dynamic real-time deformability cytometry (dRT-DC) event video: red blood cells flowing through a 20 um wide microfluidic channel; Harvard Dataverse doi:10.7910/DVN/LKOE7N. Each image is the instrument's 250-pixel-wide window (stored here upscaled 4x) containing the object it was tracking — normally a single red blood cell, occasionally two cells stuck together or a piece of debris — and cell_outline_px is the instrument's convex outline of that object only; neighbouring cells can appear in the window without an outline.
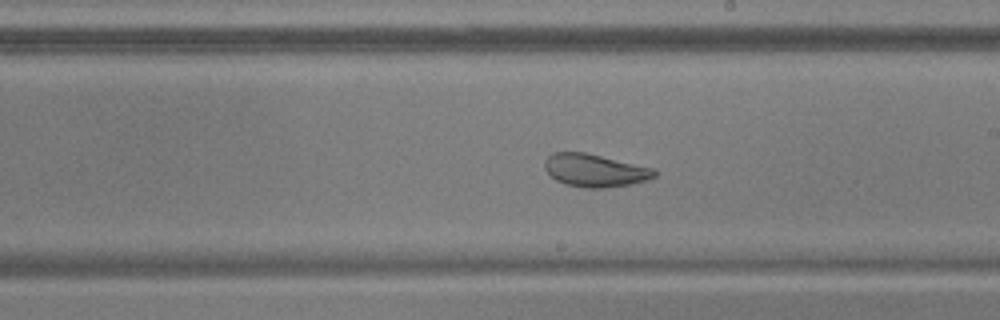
{"species": "common noctule bat (a hibernating species)", "species_latin": "Nyctalus noctula", "temperature_condition": "warm", "stored_images_in_passage": 55, "camera_frame_rate_fps": 3000, "um_per_image_px": 0.085, "animal": {"sex": "male", "body_mass_g": 17.9, "forearm_length_mm": 54.2}, "frame": {"image": 1, "passage_image": 32, "time_ms": 10.333, "image_size_px": [1000, 320], "cell_outline_px": [[656, 176], [632, 184], [604, 188], [584, 188], [568, 184], [556, 180], [544, 168], [544, 160], [552, 152], [584, 152], [656, 168]], "centroid_in_image_um": [50.57, 14.47], "position_along_channel_um": 238.4, "area_um2": 20.98}}
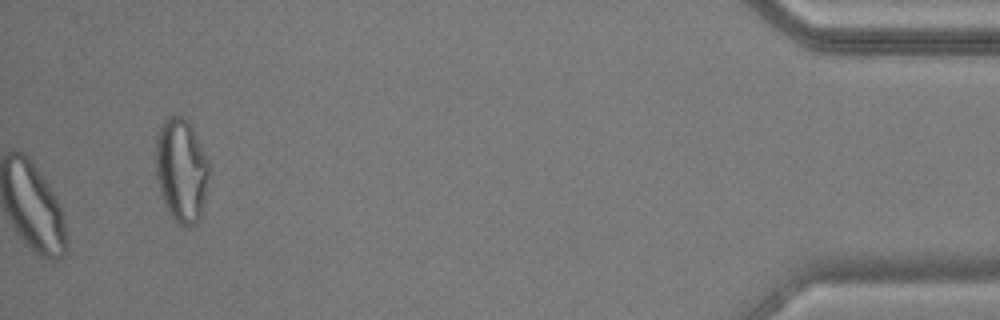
{"frame": {"image": 2, "passage_image": 55, "time_ms": 18.0, "image_size_px": [1000, 320], "cell_outline_px": [[212, 168], [200, 220], [196, 224], [188, 228], [184, 228], [176, 224], [172, 220], [168, 212], [160, 192], [156, 176], [156, 136], [160, 124], [168, 116], [180, 116], [192, 128]], "centroid_in_image_um": [15.43, 14.55], "position_along_channel_um": 419.8, "area_um2": 32.89}}